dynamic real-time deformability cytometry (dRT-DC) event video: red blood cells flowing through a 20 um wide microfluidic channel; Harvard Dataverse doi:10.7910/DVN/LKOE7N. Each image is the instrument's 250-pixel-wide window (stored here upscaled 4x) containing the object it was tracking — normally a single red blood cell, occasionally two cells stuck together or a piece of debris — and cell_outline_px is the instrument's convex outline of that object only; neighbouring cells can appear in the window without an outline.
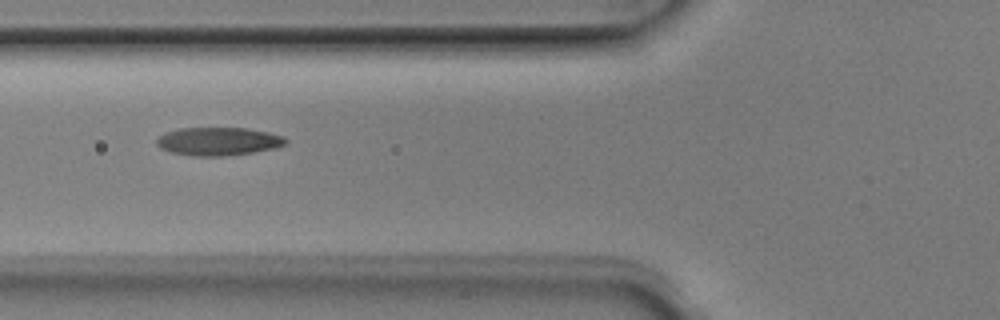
{"species": "Egyptian fruit bat (a non-hibernating species)", "species_latin": "Rousettus aegyptiacus", "temperature_condition": "room temperature", "stored_images_in_passage": 4, "camera_frame_rate_fps": 3000, "um_per_image_px": 0.085, "animal": {"sex": "male"}, "frame": {"image": 1, "passage_image": 2, "time_ms": 0.333, "image_size_px": [1000, 320], "cell_outline_px": [[288, 144], [276, 148], [252, 152], [224, 156], [196, 156], [172, 152], [160, 148], [156, 144], [156, 140], [164, 132], [180, 128], [248, 128], [268, 132], [284, 136], [288, 140]], "centroid_in_image_um": [18.59, 12.01], "position_along_channel_um": 107.2, "area_um2": 21.27}}
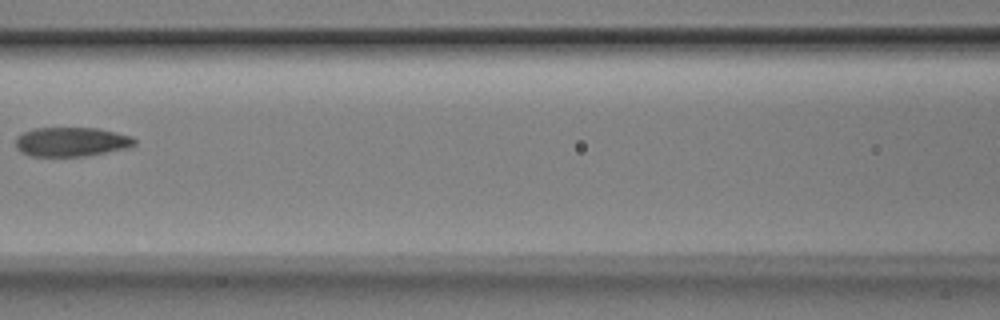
{"frame": {"image": 2, "passage_image": 3, "time_ms": 0.667, "image_size_px": [1000, 320], "cell_outline_px": [[136, 144], [128, 148], [84, 156], [32, 156], [20, 152], [16, 148], [16, 136], [32, 128], [96, 128], [116, 132], [132, 136], [136, 140]], "centroid_in_image_um": [6.06, 12.05], "position_along_channel_um": 160.5, "area_um2": 20.35}}
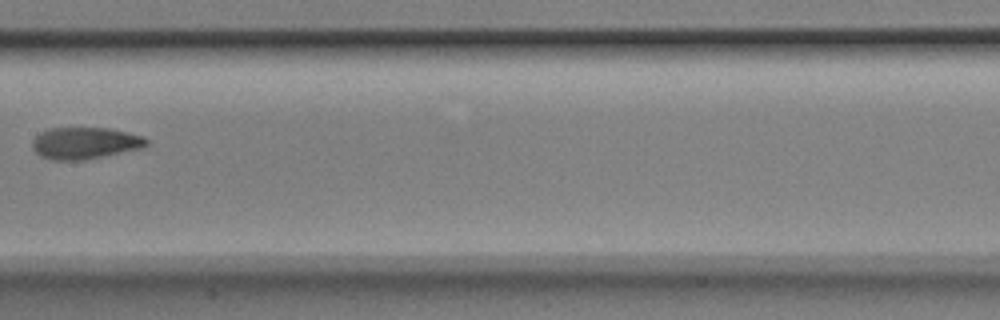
{"frame": {"image": 3, "passage_image": 4, "time_ms": 1.0, "image_size_px": [1000, 320], "cell_outline_px": [[148, 144], [144, 148], [84, 160], [52, 160], [40, 156], [32, 148], [32, 140], [40, 132], [52, 128], [108, 128], [128, 132], [144, 136], [148, 140]], "centroid_in_image_um": [7.24, 12.17], "position_along_channel_um": 200.2, "area_um2": 21.27}}